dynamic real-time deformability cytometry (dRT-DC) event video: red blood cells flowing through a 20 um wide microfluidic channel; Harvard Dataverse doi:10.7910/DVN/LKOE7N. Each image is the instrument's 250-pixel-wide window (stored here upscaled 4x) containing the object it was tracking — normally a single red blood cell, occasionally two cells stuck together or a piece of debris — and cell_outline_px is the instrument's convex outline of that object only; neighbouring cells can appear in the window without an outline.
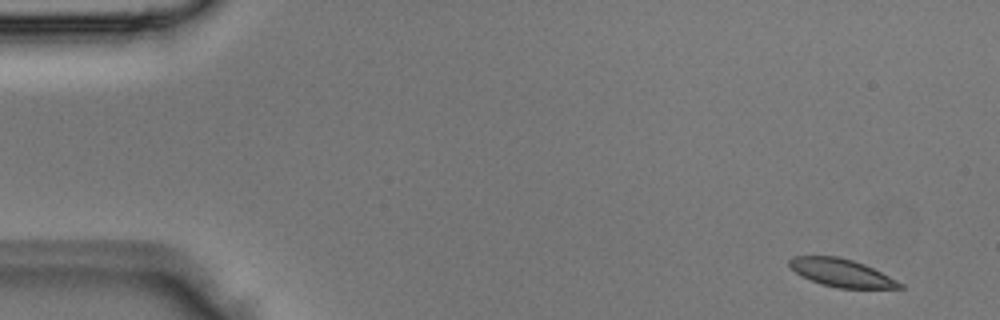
{"species": "Egyptian fruit bat (a non-hibernating species)", "species_latin": "Rousettus aegyptiacus", "temperature_condition": "room temperature", "stored_images_in_passage": 3, "camera_frame_rate_fps": 3000, "um_per_image_px": 0.085, "animal": {"sex": "male"}, "frame": {"image": 1, "passage_image": 1, "time_ms": 0.0, "image_size_px": [1000, 320], "cell_outline_px": [[904, 288], [836, 288], [820, 284], [796, 272], [788, 264], [788, 260], [792, 256], [836, 256], [852, 260], [864, 264], [904, 284]], "centroid_in_image_um": [71.51, 23.19], "position_along_channel_um": 13.5, "area_um2": 17.69}}